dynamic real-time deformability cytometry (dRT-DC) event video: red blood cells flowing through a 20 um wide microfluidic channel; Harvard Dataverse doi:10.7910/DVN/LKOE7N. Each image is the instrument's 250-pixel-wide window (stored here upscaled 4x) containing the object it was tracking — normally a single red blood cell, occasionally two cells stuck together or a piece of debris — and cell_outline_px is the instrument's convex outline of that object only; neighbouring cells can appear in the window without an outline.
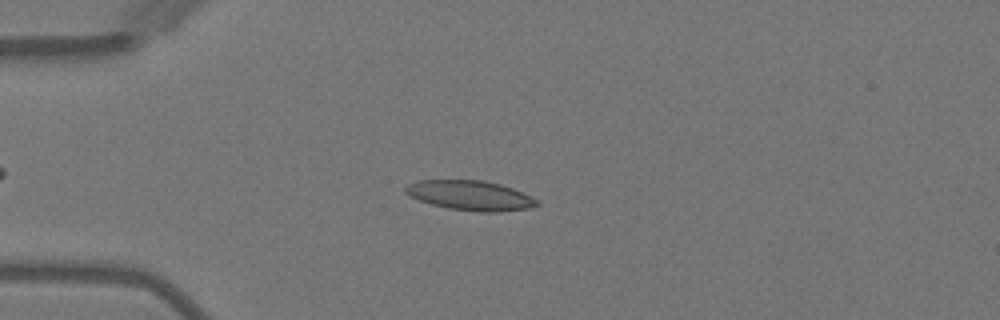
{"species": "Egyptian fruit bat (a non-hibernating species)", "species_latin": "Rousettus aegyptiacus", "temperature_condition": "warm", "stored_images_in_passage": 5, "camera_frame_rate_fps": 3000, "um_per_image_px": 0.085, "animal": {"sex": "female"}, "frame": {"image": 1, "passage_image": 3, "time_ms": 2.667, "image_size_px": [1000, 320], "cell_outline_px": [[540, 204], [528, 208], [500, 212], [480, 212], [448, 208], [432, 204], [420, 200], [404, 192], [404, 188], [408, 184], [420, 180], [484, 180], [500, 184], [512, 188], [540, 200]], "centroid_in_image_um": [40.01, 16.61], "position_along_channel_um": 45.0, "area_um2": 22.72}}
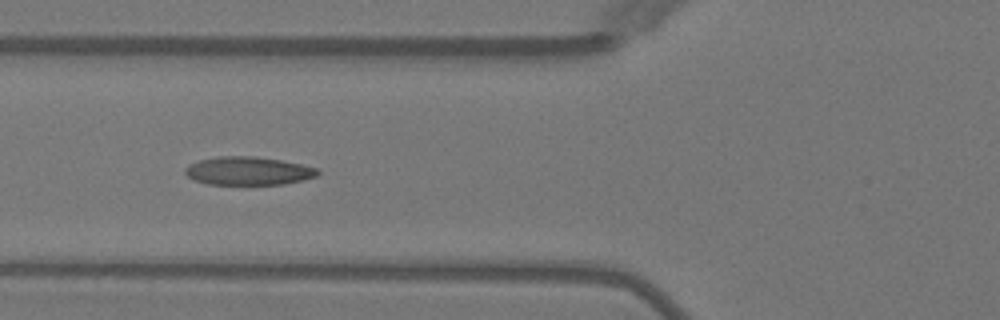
{"frame": {"image": 2, "passage_image": 5, "time_ms": 4.667, "image_size_px": [1000, 320], "cell_outline_px": [[320, 172], [316, 176], [284, 184], [208, 184], [196, 180], [188, 176], [184, 172], [184, 168], [188, 164], [200, 160], [220, 156], [252, 156], [280, 160], [320, 168]], "centroid_in_image_um": [21.1, 14.52], "position_along_channel_um": 104.7, "area_um2": 21.68}}